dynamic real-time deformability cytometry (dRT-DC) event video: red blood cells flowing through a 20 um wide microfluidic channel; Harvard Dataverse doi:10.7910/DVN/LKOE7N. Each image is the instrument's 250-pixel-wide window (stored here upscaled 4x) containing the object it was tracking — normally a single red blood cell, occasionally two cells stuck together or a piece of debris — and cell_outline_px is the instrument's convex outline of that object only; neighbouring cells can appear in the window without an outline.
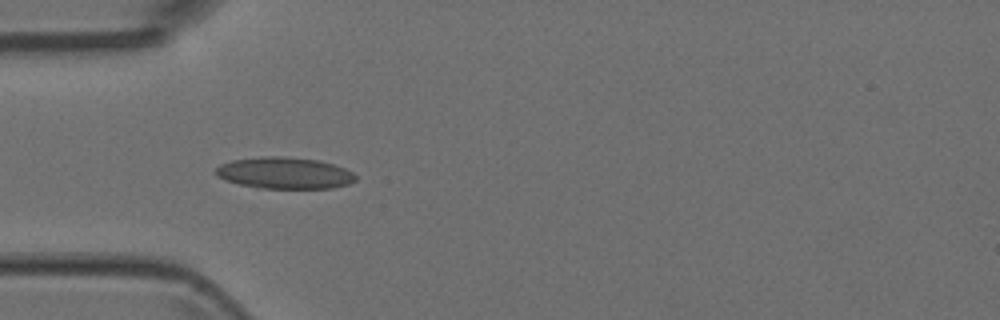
{"species": "Egyptian fruit bat (a non-hibernating species)", "species_latin": "Rousettus aegyptiacus", "temperature_condition": "room temperature", "stored_images_in_passage": 7, "camera_frame_rate_fps": 3000, "um_per_image_px": 0.085, "animal": {"sex": "female"}, "frame": {"image": 1, "passage_image": 3, "time_ms": 0.667, "image_size_px": [1000, 320], "cell_outline_px": [[356, 180], [348, 184], [332, 188], [260, 188], [240, 184], [224, 180], [216, 176], [212, 172], [220, 164], [232, 160], [264, 156], [280, 156], [320, 160], [344, 168], [352, 172], [356, 176]], "centroid_in_image_um": [24.15, 14.7], "position_along_channel_um": 60.9, "area_um2": 25.78}}
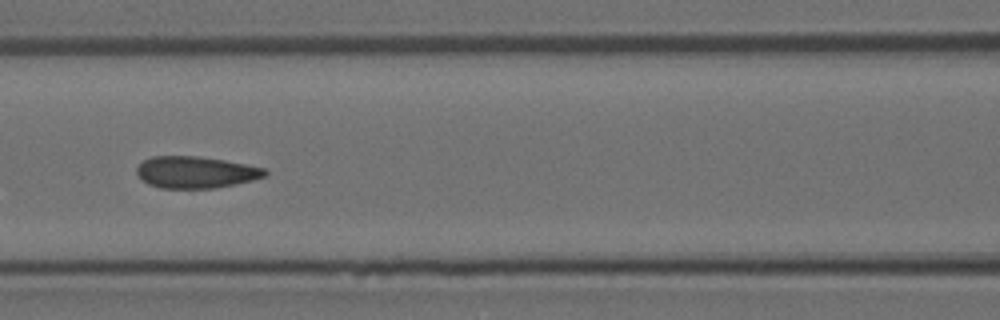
{"frame": {"image": 2, "passage_image": 5, "time_ms": 1.333, "image_size_px": [1000, 320], "cell_outline_px": [[268, 172], [264, 176], [252, 180], [216, 188], [160, 188], [148, 184], [136, 172], [136, 168], [144, 160], [152, 156], [196, 156], [224, 160], [264, 168]], "centroid_in_image_um": [16.62, 14.64], "position_along_channel_um": 150.0, "area_um2": 23.47}}
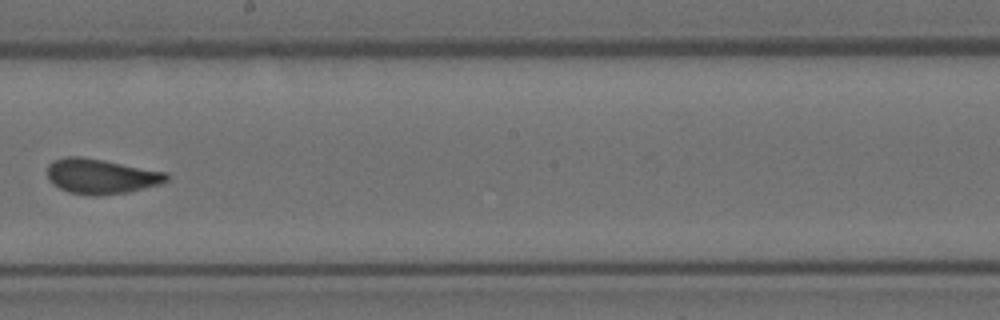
{"frame": {"image": 3, "passage_image": 7, "time_ms": 2.0, "image_size_px": [1000, 320], "cell_outline_px": [[168, 180], [160, 184], [128, 192], [100, 196], [92, 196], [68, 192], [52, 184], [48, 180], [48, 164], [52, 160], [68, 156], [80, 156], [104, 160], [168, 172]], "centroid_in_image_um": [8.58, 14.98], "position_along_channel_um": 239.6, "area_um2": 24.57}}